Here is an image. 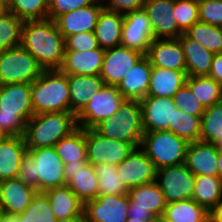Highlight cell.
<instances>
[{
	"label": "cell",
	"mask_w": 222,
	"mask_h": 222,
	"mask_svg": "<svg viewBox=\"0 0 222 222\" xmlns=\"http://www.w3.org/2000/svg\"><path fill=\"white\" fill-rule=\"evenodd\" d=\"M20 222H56L50 202L43 192H37L31 204L18 215Z\"/></svg>",
	"instance_id": "cell-42"
},
{
	"label": "cell",
	"mask_w": 222,
	"mask_h": 222,
	"mask_svg": "<svg viewBox=\"0 0 222 222\" xmlns=\"http://www.w3.org/2000/svg\"><path fill=\"white\" fill-rule=\"evenodd\" d=\"M188 38L198 42L213 54L222 53V28L198 21L185 33Z\"/></svg>",
	"instance_id": "cell-37"
},
{
	"label": "cell",
	"mask_w": 222,
	"mask_h": 222,
	"mask_svg": "<svg viewBox=\"0 0 222 222\" xmlns=\"http://www.w3.org/2000/svg\"><path fill=\"white\" fill-rule=\"evenodd\" d=\"M34 114L70 112L68 75L60 69L43 70L31 83Z\"/></svg>",
	"instance_id": "cell-4"
},
{
	"label": "cell",
	"mask_w": 222,
	"mask_h": 222,
	"mask_svg": "<svg viewBox=\"0 0 222 222\" xmlns=\"http://www.w3.org/2000/svg\"><path fill=\"white\" fill-rule=\"evenodd\" d=\"M172 100L178 110L189 113L190 115L201 118L205 112L202 103L199 102L186 84L174 94Z\"/></svg>",
	"instance_id": "cell-44"
},
{
	"label": "cell",
	"mask_w": 222,
	"mask_h": 222,
	"mask_svg": "<svg viewBox=\"0 0 222 222\" xmlns=\"http://www.w3.org/2000/svg\"><path fill=\"white\" fill-rule=\"evenodd\" d=\"M199 0H174V14L178 28L185 33L199 21Z\"/></svg>",
	"instance_id": "cell-43"
},
{
	"label": "cell",
	"mask_w": 222,
	"mask_h": 222,
	"mask_svg": "<svg viewBox=\"0 0 222 222\" xmlns=\"http://www.w3.org/2000/svg\"><path fill=\"white\" fill-rule=\"evenodd\" d=\"M78 127L72 112L34 114L26 123L23 139L27 150L54 147Z\"/></svg>",
	"instance_id": "cell-3"
},
{
	"label": "cell",
	"mask_w": 222,
	"mask_h": 222,
	"mask_svg": "<svg viewBox=\"0 0 222 222\" xmlns=\"http://www.w3.org/2000/svg\"><path fill=\"white\" fill-rule=\"evenodd\" d=\"M196 176L185 163L156 171L155 182L162 190L166 204L192 199Z\"/></svg>",
	"instance_id": "cell-10"
},
{
	"label": "cell",
	"mask_w": 222,
	"mask_h": 222,
	"mask_svg": "<svg viewBox=\"0 0 222 222\" xmlns=\"http://www.w3.org/2000/svg\"><path fill=\"white\" fill-rule=\"evenodd\" d=\"M7 9L22 21L42 20L47 18L49 0H10Z\"/></svg>",
	"instance_id": "cell-40"
},
{
	"label": "cell",
	"mask_w": 222,
	"mask_h": 222,
	"mask_svg": "<svg viewBox=\"0 0 222 222\" xmlns=\"http://www.w3.org/2000/svg\"><path fill=\"white\" fill-rule=\"evenodd\" d=\"M94 129L104 137L140 148L144 135L140 102L126 99L115 115L104 119Z\"/></svg>",
	"instance_id": "cell-5"
},
{
	"label": "cell",
	"mask_w": 222,
	"mask_h": 222,
	"mask_svg": "<svg viewBox=\"0 0 222 222\" xmlns=\"http://www.w3.org/2000/svg\"><path fill=\"white\" fill-rule=\"evenodd\" d=\"M185 84L204 108L222 101V86L209 76H187Z\"/></svg>",
	"instance_id": "cell-35"
},
{
	"label": "cell",
	"mask_w": 222,
	"mask_h": 222,
	"mask_svg": "<svg viewBox=\"0 0 222 222\" xmlns=\"http://www.w3.org/2000/svg\"><path fill=\"white\" fill-rule=\"evenodd\" d=\"M192 199L210 212L222 200L220 178L210 175L196 176Z\"/></svg>",
	"instance_id": "cell-34"
},
{
	"label": "cell",
	"mask_w": 222,
	"mask_h": 222,
	"mask_svg": "<svg viewBox=\"0 0 222 222\" xmlns=\"http://www.w3.org/2000/svg\"><path fill=\"white\" fill-rule=\"evenodd\" d=\"M152 65L143 55L116 86L125 99L142 100L147 96Z\"/></svg>",
	"instance_id": "cell-23"
},
{
	"label": "cell",
	"mask_w": 222,
	"mask_h": 222,
	"mask_svg": "<svg viewBox=\"0 0 222 222\" xmlns=\"http://www.w3.org/2000/svg\"><path fill=\"white\" fill-rule=\"evenodd\" d=\"M152 67L186 73V61L179 38L154 39L146 54Z\"/></svg>",
	"instance_id": "cell-20"
},
{
	"label": "cell",
	"mask_w": 222,
	"mask_h": 222,
	"mask_svg": "<svg viewBox=\"0 0 222 222\" xmlns=\"http://www.w3.org/2000/svg\"><path fill=\"white\" fill-rule=\"evenodd\" d=\"M153 40V30L144 9L124 15L121 46L135 49L146 55Z\"/></svg>",
	"instance_id": "cell-14"
},
{
	"label": "cell",
	"mask_w": 222,
	"mask_h": 222,
	"mask_svg": "<svg viewBox=\"0 0 222 222\" xmlns=\"http://www.w3.org/2000/svg\"><path fill=\"white\" fill-rule=\"evenodd\" d=\"M104 8L120 14L143 9L144 0H102Z\"/></svg>",
	"instance_id": "cell-48"
},
{
	"label": "cell",
	"mask_w": 222,
	"mask_h": 222,
	"mask_svg": "<svg viewBox=\"0 0 222 222\" xmlns=\"http://www.w3.org/2000/svg\"><path fill=\"white\" fill-rule=\"evenodd\" d=\"M37 190L21 179H9L0 182V200L5 214L19 215L31 204Z\"/></svg>",
	"instance_id": "cell-22"
},
{
	"label": "cell",
	"mask_w": 222,
	"mask_h": 222,
	"mask_svg": "<svg viewBox=\"0 0 222 222\" xmlns=\"http://www.w3.org/2000/svg\"><path fill=\"white\" fill-rule=\"evenodd\" d=\"M179 41L185 55L187 76H208L214 54L184 33Z\"/></svg>",
	"instance_id": "cell-30"
},
{
	"label": "cell",
	"mask_w": 222,
	"mask_h": 222,
	"mask_svg": "<svg viewBox=\"0 0 222 222\" xmlns=\"http://www.w3.org/2000/svg\"><path fill=\"white\" fill-rule=\"evenodd\" d=\"M150 222H171L168 220L163 214L162 215H156Z\"/></svg>",
	"instance_id": "cell-55"
},
{
	"label": "cell",
	"mask_w": 222,
	"mask_h": 222,
	"mask_svg": "<svg viewBox=\"0 0 222 222\" xmlns=\"http://www.w3.org/2000/svg\"><path fill=\"white\" fill-rule=\"evenodd\" d=\"M64 176L67 186L84 204L99 196L98 177L94 166L87 160L64 164Z\"/></svg>",
	"instance_id": "cell-16"
},
{
	"label": "cell",
	"mask_w": 222,
	"mask_h": 222,
	"mask_svg": "<svg viewBox=\"0 0 222 222\" xmlns=\"http://www.w3.org/2000/svg\"><path fill=\"white\" fill-rule=\"evenodd\" d=\"M154 39L179 38L183 32L178 28L174 14V0H144Z\"/></svg>",
	"instance_id": "cell-17"
},
{
	"label": "cell",
	"mask_w": 222,
	"mask_h": 222,
	"mask_svg": "<svg viewBox=\"0 0 222 222\" xmlns=\"http://www.w3.org/2000/svg\"><path fill=\"white\" fill-rule=\"evenodd\" d=\"M101 49L94 32H81L65 38V51Z\"/></svg>",
	"instance_id": "cell-46"
},
{
	"label": "cell",
	"mask_w": 222,
	"mask_h": 222,
	"mask_svg": "<svg viewBox=\"0 0 222 222\" xmlns=\"http://www.w3.org/2000/svg\"><path fill=\"white\" fill-rule=\"evenodd\" d=\"M200 141L214 143L222 150V101L205 108L201 117Z\"/></svg>",
	"instance_id": "cell-36"
},
{
	"label": "cell",
	"mask_w": 222,
	"mask_h": 222,
	"mask_svg": "<svg viewBox=\"0 0 222 222\" xmlns=\"http://www.w3.org/2000/svg\"><path fill=\"white\" fill-rule=\"evenodd\" d=\"M126 222H150V221H142V220L137 219V218H133V219L128 218Z\"/></svg>",
	"instance_id": "cell-59"
},
{
	"label": "cell",
	"mask_w": 222,
	"mask_h": 222,
	"mask_svg": "<svg viewBox=\"0 0 222 222\" xmlns=\"http://www.w3.org/2000/svg\"><path fill=\"white\" fill-rule=\"evenodd\" d=\"M104 53V49L65 51L60 70L67 75H99Z\"/></svg>",
	"instance_id": "cell-25"
},
{
	"label": "cell",
	"mask_w": 222,
	"mask_h": 222,
	"mask_svg": "<svg viewBox=\"0 0 222 222\" xmlns=\"http://www.w3.org/2000/svg\"><path fill=\"white\" fill-rule=\"evenodd\" d=\"M54 147L64 164H74L79 163V160H87L86 129L78 126L68 136L60 139Z\"/></svg>",
	"instance_id": "cell-32"
},
{
	"label": "cell",
	"mask_w": 222,
	"mask_h": 222,
	"mask_svg": "<svg viewBox=\"0 0 222 222\" xmlns=\"http://www.w3.org/2000/svg\"><path fill=\"white\" fill-rule=\"evenodd\" d=\"M130 204L128 218L151 221L154 216L164 214L166 202L156 182L140 185L128 190Z\"/></svg>",
	"instance_id": "cell-12"
},
{
	"label": "cell",
	"mask_w": 222,
	"mask_h": 222,
	"mask_svg": "<svg viewBox=\"0 0 222 222\" xmlns=\"http://www.w3.org/2000/svg\"><path fill=\"white\" fill-rule=\"evenodd\" d=\"M139 102L144 132L169 130L177 109L172 98L146 96Z\"/></svg>",
	"instance_id": "cell-19"
},
{
	"label": "cell",
	"mask_w": 222,
	"mask_h": 222,
	"mask_svg": "<svg viewBox=\"0 0 222 222\" xmlns=\"http://www.w3.org/2000/svg\"><path fill=\"white\" fill-rule=\"evenodd\" d=\"M34 115L31 83L0 86V130L8 136H23L27 121Z\"/></svg>",
	"instance_id": "cell-2"
},
{
	"label": "cell",
	"mask_w": 222,
	"mask_h": 222,
	"mask_svg": "<svg viewBox=\"0 0 222 222\" xmlns=\"http://www.w3.org/2000/svg\"><path fill=\"white\" fill-rule=\"evenodd\" d=\"M97 0H49L47 18L56 20L59 16L82 7L89 6Z\"/></svg>",
	"instance_id": "cell-47"
},
{
	"label": "cell",
	"mask_w": 222,
	"mask_h": 222,
	"mask_svg": "<svg viewBox=\"0 0 222 222\" xmlns=\"http://www.w3.org/2000/svg\"><path fill=\"white\" fill-rule=\"evenodd\" d=\"M199 21L222 28V0H199Z\"/></svg>",
	"instance_id": "cell-45"
},
{
	"label": "cell",
	"mask_w": 222,
	"mask_h": 222,
	"mask_svg": "<svg viewBox=\"0 0 222 222\" xmlns=\"http://www.w3.org/2000/svg\"><path fill=\"white\" fill-rule=\"evenodd\" d=\"M104 8L102 0L75 9L59 16L55 22L64 38L81 32H94L100 12Z\"/></svg>",
	"instance_id": "cell-21"
},
{
	"label": "cell",
	"mask_w": 222,
	"mask_h": 222,
	"mask_svg": "<svg viewBox=\"0 0 222 222\" xmlns=\"http://www.w3.org/2000/svg\"><path fill=\"white\" fill-rule=\"evenodd\" d=\"M210 222H222V200L210 211Z\"/></svg>",
	"instance_id": "cell-51"
},
{
	"label": "cell",
	"mask_w": 222,
	"mask_h": 222,
	"mask_svg": "<svg viewBox=\"0 0 222 222\" xmlns=\"http://www.w3.org/2000/svg\"><path fill=\"white\" fill-rule=\"evenodd\" d=\"M56 222H86L85 218H65L56 220Z\"/></svg>",
	"instance_id": "cell-54"
},
{
	"label": "cell",
	"mask_w": 222,
	"mask_h": 222,
	"mask_svg": "<svg viewBox=\"0 0 222 222\" xmlns=\"http://www.w3.org/2000/svg\"><path fill=\"white\" fill-rule=\"evenodd\" d=\"M130 198L125 195H99L84 204L86 222H126Z\"/></svg>",
	"instance_id": "cell-13"
},
{
	"label": "cell",
	"mask_w": 222,
	"mask_h": 222,
	"mask_svg": "<svg viewBox=\"0 0 222 222\" xmlns=\"http://www.w3.org/2000/svg\"><path fill=\"white\" fill-rule=\"evenodd\" d=\"M124 15L103 8L95 27L99 47L107 50L120 46Z\"/></svg>",
	"instance_id": "cell-29"
},
{
	"label": "cell",
	"mask_w": 222,
	"mask_h": 222,
	"mask_svg": "<svg viewBox=\"0 0 222 222\" xmlns=\"http://www.w3.org/2000/svg\"><path fill=\"white\" fill-rule=\"evenodd\" d=\"M8 135H6L3 131L0 130V142H3Z\"/></svg>",
	"instance_id": "cell-58"
},
{
	"label": "cell",
	"mask_w": 222,
	"mask_h": 222,
	"mask_svg": "<svg viewBox=\"0 0 222 222\" xmlns=\"http://www.w3.org/2000/svg\"><path fill=\"white\" fill-rule=\"evenodd\" d=\"M4 210H3V205L1 203V200H0V222H2L3 218H4Z\"/></svg>",
	"instance_id": "cell-57"
},
{
	"label": "cell",
	"mask_w": 222,
	"mask_h": 222,
	"mask_svg": "<svg viewBox=\"0 0 222 222\" xmlns=\"http://www.w3.org/2000/svg\"><path fill=\"white\" fill-rule=\"evenodd\" d=\"M44 70L60 69L65 54V38L54 20L23 21L21 44Z\"/></svg>",
	"instance_id": "cell-1"
},
{
	"label": "cell",
	"mask_w": 222,
	"mask_h": 222,
	"mask_svg": "<svg viewBox=\"0 0 222 222\" xmlns=\"http://www.w3.org/2000/svg\"><path fill=\"white\" fill-rule=\"evenodd\" d=\"M27 151L23 136H8L0 142V182L18 177Z\"/></svg>",
	"instance_id": "cell-26"
},
{
	"label": "cell",
	"mask_w": 222,
	"mask_h": 222,
	"mask_svg": "<svg viewBox=\"0 0 222 222\" xmlns=\"http://www.w3.org/2000/svg\"><path fill=\"white\" fill-rule=\"evenodd\" d=\"M208 76L222 86V53L214 54Z\"/></svg>",
	"instance_id": "cell-50"
},
{
	"label": "cell",
	"mask_w": 222,
	"mask_h": 222,
	"mask_svg": "<svg viewBox=\"0 0 222 222\" xmlns=\"http://www.w3.org/2000/svg\"><path fill=\"white\" fill-rule=\"evenodd\" d=\"M17 178L35 188V160L28 153L21 161Z\"/></svg>",
	"instance_id": "cell-49"
},
{
	"label": "cell",
	"mask_w": 222,
	"mask_h": 222,
	"mask_svg": "<svg viewBox=\"0 0 222 222\" xmlns=\"http://www.w3.org/2000/svg\"><path fill=\"white\" fill-rule=\"evenodd\" d=\"M7 10V3L4 0H0V14L5 13Z\"/></svg>",
	"instance_id": "cell-56"
},
{
	"label": "cell",
	"mask_w": 222,
	"mask_h": 222,
	"mask_svg": "<svg viewBox=\"0 0 222 222\" xmlns=\"http://www.w3.org/2000/svg\"><path fill=\"white\" fill-rule=\"evenodd\" d=\"M143 55L140 51L121 45L109 48L105 50L99 75L106 85L117 86Z\"/></svg>",
	"instance_id": "cell-18"
},
{
	"label": "cell",
	"mask_w": 222,
	"mask_h": 222,
	"mask_svg": "<svg viewBox=\"0 0 222 222\" xmlns=\"http://www.w3.org/2000/svg\"><path fill=\"white\" fill-rule=\"evenodd\" d=\"M200 130L201 118L178 109L174 110L173 124H170L169 131L191 143L199 141Z\"/></svg>",
	"instance_id": "cell-39"
},
{
	"label": "cell",
	"mask_w": 222,
	"mask_h": 222,
	"mask_svg": "<svg viewBox=\"0 0 222 222\" xmlns=\"http://www.w3.org/2000/svg\"><path fill=\"white\" fill-rule=\"evenodd\" d=\"M163 215L171 222H210V212L194 199L166 204Z\"/></svg>",
	"instance_id": "cell-33"
},
{
	"label": "cell",
	"mask_w": 222,
	"mask_h": 222,
	"mask_svg": "<svg viewBox=\"0 0 222 222\" xmlns=\"http://www.w3.org/2000/svg\"><path fill=\"white\" fill-rule=\"evenodd\" d=\"M217 170H218L217 176L222 181V150H220V149L218 150Z\"/></svg>",
	"instance_id": "cell-52"
},
{
	"label": "cell",
	"mask_w": 222,
	"mask_h": 222,
	"mask_svg": "<svg viewBox=\"0 0 222 222\" xmlns=\"http://www.w3.org/2000/svg\"><path fill=\"white\" fill-rule=\"evenodd\" d=\"M2 222H20L18 215L5 214Z\"/></svg>",
	"instance_id": "cell-53"
},
{
	"label": "cell",
	"mask_w": 222,
	"mask_h": 222,
	"mask_svg": "<svg viewBox=\"0 0 222 222\" xmlns=\"http://www.w3.org/2000/svg\"><path fill=\"white\" fill-rule=\"evenodd\" d=\"M23 21L10 11L0 14V51L20 46Z\"/></svg>",
	"instance_id": "cell-41"
},
{
	"label": "cell",
	"mask_w": 222,
	"mask_h": 222,
	"mask_svg": "<svg viewBox=\"0 0 222 222\" xmlns=\"http://www.w3.org/2000/svg\"><path fill=\"white\" fill-rule=\"evenodd\" d=\"M135 149L132 144L100 135L94 128L86 129L87 161L93 166L103 163L118 165Z\"/></svg>",
	"instance_id": "cell-11"
},
{
	"label": "cell",
	"mask_w": 222,
	"mask_h": 222,
	"mask_svg": "<svg viewBox=\"0 0 222 222\" xmlns=\"http://www.w3.org/2000/svg\"><path fill=\"white\" fill-rule=\"evenodd\" d=\"M157 169L141 148L132 153L117 165V173L124 186L131 188L155 182Z\"/></svg>",
	"instance_id": "cell-15"
},
{
	"label": "cell",
	"mask_w": 222,
	"mask_h": 222,
	"mask_svg": "<svg viewBox=\"0 0 222 222\" xmlns=\"http://www.w3.org/2000/svg\"><path fill=\"white\" fill-rule=\"evenodd\" d=\"M104 84L100 75H68L70 112L77 116L87 105L90 96Z\"/></svg>",
	"instance_id": "cell-27"
},
{
	"label": "cell",
	"mask_w": 222,
	"mask_h": 222,
	"mask_svg": "<svg viewBox=\"0 0 222 222\" xmlns=\"http://www.w3.org/2000/svg\"><path fill=\"white\" fill-rule=\"evenodd\" d=\"M43 70L34 56L21 45L0 51V86L32 83Z\"/></svg>",
	"instance_id": "cell-7"
},
{
	"label": "cell",
	"mask_w": 222,
	"mask_h": 222,
	"mask_svg": "<svg viewBox=\"0 0 222 222\" xmlns=\"http://www.w3.org/2000/svg\"><path fill=\"white\" fill-rule=\"evenodd\" d=\"M43 193L47 196L57 220L65 218H85L84 203L67 185L52 188Z\"/></svg>",
	"instance_id": "cell-28"
},
{
	"label": "cell",
	"mask_w": 222,
	"mask_h": 222,
	"mask_svg": "<svg viewBox=\"0 0 222 222\" xmlns=\"http://www.w3.org/2000/svg\"><path fill=\"white\" fill-rule=\"evenodd\" d=\"M27 153L35 160V189L38 192L67 185L64 162L55 147L30 149Z\"/></svg>",
	"instance_id": "cell-9"
},
{
	"label": "cell",
	"mask_w": 222,
	"mask_h": 222,
	"mask_svg": "<svg viewBox=\"0 0 222 222\" xmlns=\"http://www.w3.org/2000/svg\"><path fill=\"white\" fill-rule=\"evenodd\" d=\"M183 71L152 67L147 96L172 98L186 83Z\"/></svg>",
	"instance_id": "cell-31"
},
{
	"label": "cell",
	"mask_w": 222,
	"mask_h": 222,
	"mask_svg": "<svg viewBox=\"0 0 222 222\" xmlns=\"http://www.w3.org/2000/svg\"><path fill=\"white\" fill-rule=\"evenodd\" d=\"M188 142L172 131L144 132L141 149L158 170L185 163Z\"/></svg>",
	"instance_id": "cell-6"
},
{
	"label": "cell",
	"mask_w": 222,
	"mask_h": 222,
	"mask_svg": "<svg viewBox=\"0 0 222 222\" xmlns=\"http://www.w3.org/2000/svg\"><path fill=\"white\" fill-rule=\"evenodd\" d=\"M218 150L214 143L191 142L187 147L185 165L195 176H217Z\"/></svg>",
	"instance_id": "cell-24"
},
{
	"label": "cell",
	"mask_w": 222,
	"mask_h": 222,
	"mask_svg": "<svg viewBox=\"0 0 222 222\" xmlns=\"http://www.w3.org/2000/svg\"><path fill=\"white\" fill-rule=\"evenodd\" d=\"M98 177L99 195H125L128 189L117 173V166L103 163L94 166Z\"/></svg>",
	"instance_id": "cell-38"
},
{
	"label": "cell",
	"mask_w": 222,
	"mask_h": 222,
	"mask_svg": "<svg viewBox=\"0 0 222 222\" xmlns=\"http://www.w3.org/2000/svg\"><path fill=\"white\" fill-rule=\"evenodd\" d=\"M126 99L116 86L106 85L94 92L84 109L76 116L77 125L92 129L104 119L115 115Z\"/></svg>",
	"instance_id": "cell-8"
}]
</instances>
